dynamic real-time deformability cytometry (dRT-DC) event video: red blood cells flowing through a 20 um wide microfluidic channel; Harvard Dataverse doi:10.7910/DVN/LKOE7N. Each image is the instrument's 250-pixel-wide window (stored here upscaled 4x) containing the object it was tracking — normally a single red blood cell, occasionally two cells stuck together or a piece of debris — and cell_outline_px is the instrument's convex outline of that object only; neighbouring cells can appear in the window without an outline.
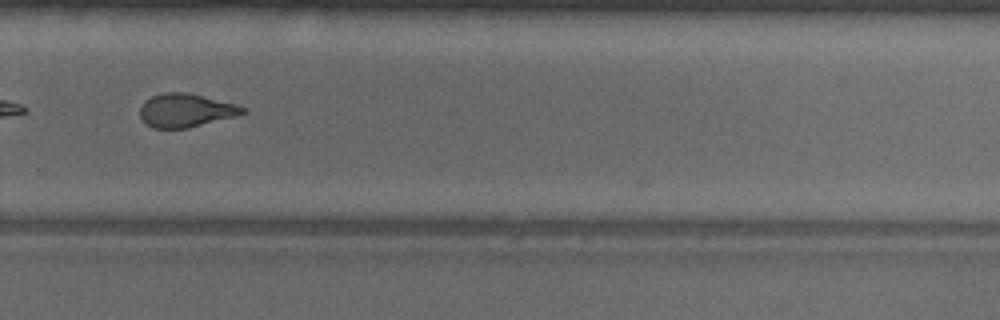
{"species": "common noctule bat (a hibernating species)", "species_latin": "Nyctalus noctula", "temperature_condition": "warm", "stored_images_in_passage": 47, "camera_frame_rate_fps": 3000, "um_per_image_px": 0.085, "animal": {"sex": "male", "body_mass_g": 18.8}, "frame": {"image": 1, "passage_image": 33, "time_ms": 10.667, "image_size_px": [1000, 320], "cell_outline_px": [[248, 112], [236, 116], [188, 128], [152, 128], [144, 124], [140, 116], [140, 108], [144, 100], [152, 96], [164, 92], [188, 92], [236, 104], [244, 108]], "centroid_in_image_um": [15.76, 9.38], "position_along_channel_um": 314.0, "area_um2": 20.17}, "authors_computed_cell_mechanics": {"area_um2": 20.7502, "velocity_mm_per_s": 3.9859, "shape_relaxation_time_tau1_ms": 8.4376, "shape_relaxation_time_tau2_ms": 2.101, "deformation_change_tau1": 0.2153, "deformation_change_tau2": 0.086}}